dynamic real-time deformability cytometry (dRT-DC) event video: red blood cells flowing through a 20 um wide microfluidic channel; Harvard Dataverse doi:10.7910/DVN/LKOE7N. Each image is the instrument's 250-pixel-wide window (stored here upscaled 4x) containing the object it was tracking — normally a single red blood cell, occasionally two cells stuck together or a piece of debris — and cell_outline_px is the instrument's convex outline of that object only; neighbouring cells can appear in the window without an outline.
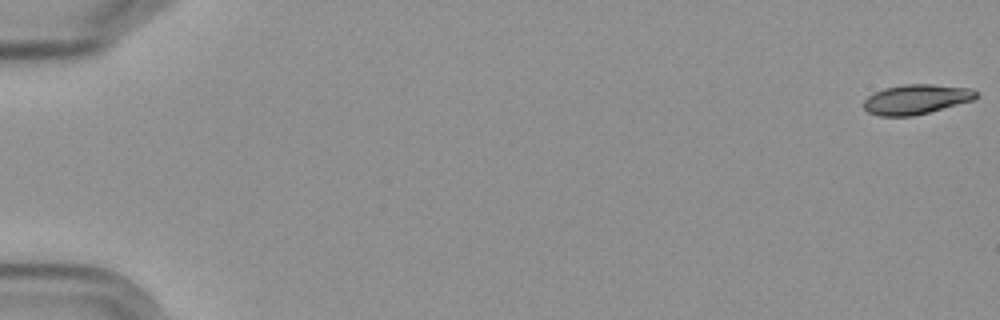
{"species": "Egyptian fruit bat (a non-hibernating species)", "species_latin": "Rousettus aegyptiacus", "temperature_condition": "cold", "stored_images_in_passage": 6, "camera_frame_rate_fps": 3000, "um_per_image_px": 0.085, "frame": {"image": 1, "passage_image": 1, "time_ms": 0.0, "image_size_px": [1000, 320], "cell_outline_px": [[976, 96], [972, 100], [928, 112], [912, 116], [880, 116], [868, 112], [864, 108], [864, 100], [872, 92], [884, 88], [904, 84], [932, 84], [972, 88], [976, 92]], "centroid_in_image_um": [77.83, 8.43], "position_along_channel_um": 7.2, "area_um2": 19.36}}
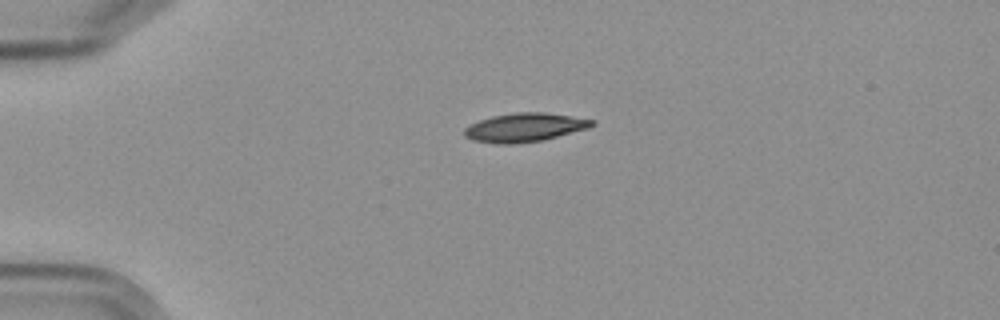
{"frame": {"image": 2, "passage_image": 5, "time_ms": 4.667, "image_size_px": [1000, 320], "cell_outline_px": [[596, 124], [588, 128], [544, 140], [512, 144], [496, 144], [472, 140], [464, 136], [464, 128], [480, 120], [492, 116], [516, 112], [544, 112], [596, 120]], "centroid_in_image_um": [44.6, 10.84], "position_along_channel_um": 40.4, "area_um2": 21.39}}